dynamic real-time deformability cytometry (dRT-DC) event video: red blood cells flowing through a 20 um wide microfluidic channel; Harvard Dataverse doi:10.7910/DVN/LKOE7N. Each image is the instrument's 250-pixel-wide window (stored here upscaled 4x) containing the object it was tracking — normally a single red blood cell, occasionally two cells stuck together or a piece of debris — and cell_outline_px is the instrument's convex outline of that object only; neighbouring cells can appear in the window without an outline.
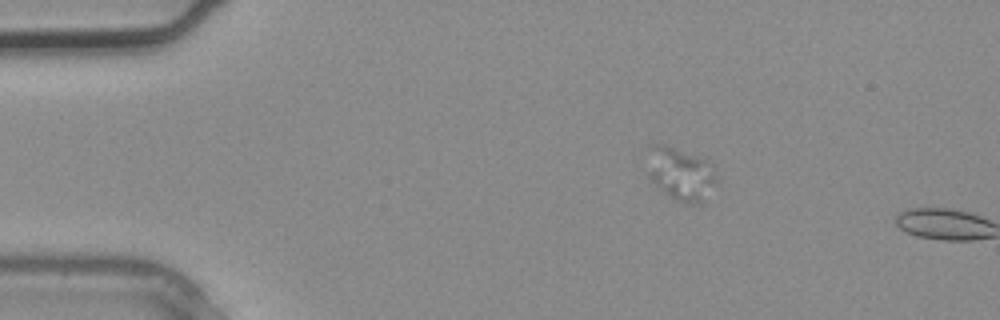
{"species": "common noctule bat (a hibernating species)", "species_latin": "Nyctalus noctula", "temperature_condition": "warm", "stored_images_in_passage": 4, "camera_frame_rate_fps": 3000, "um_per_image_px": 0.085, "animal": {"sex": "male", "body_mass_g": 20.4}, "frame": {"image": 1, "passage_image": 3, "time_ms": 0.667, "image_size_px": [1000, 320], "cell_outline_px": [[716, 180], [700, 204], [692, 204], [676, 200], [668, 196], [656, 188], [648, 176], [648, 148], [652, 144], [668, 144], [708, 160], [716, 168]], "centroid_in_image_um": [57.82, 14.74], "position_along_channel_um": 27.2, "area_um2": 21.68}}